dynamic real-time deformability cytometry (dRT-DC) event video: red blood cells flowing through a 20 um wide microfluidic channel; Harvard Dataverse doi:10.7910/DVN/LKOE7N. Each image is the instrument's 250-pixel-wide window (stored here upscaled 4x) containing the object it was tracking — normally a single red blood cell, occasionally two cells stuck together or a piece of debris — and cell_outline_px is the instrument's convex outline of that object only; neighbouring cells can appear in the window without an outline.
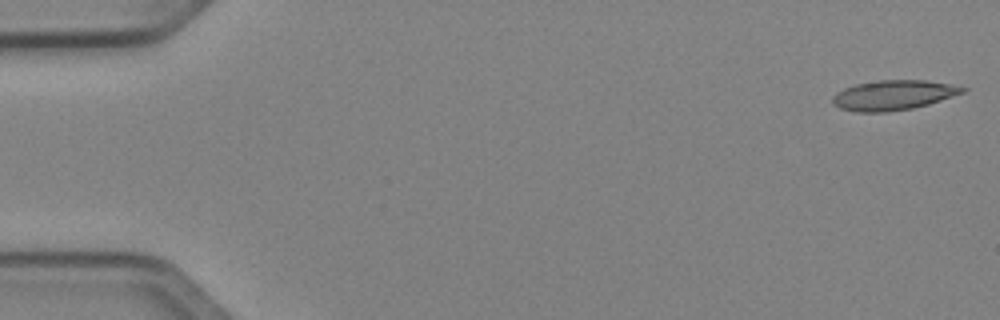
{"species": "Egyptian fruit bat (a non-hibernating species)", "species_latin": "Rousettus aegyptiacus", "temperature_condition": "cold", "stored_images_in_passage": 50, "camera_frame_rate_fps": 3000, "um_per_image_px": 0.085, "animal": {"sex": "female"}, "frame": {"image": 1, "passage_image": 1, "time_ms": 0.0, "image_size_px": [1000, 320], "cell_outline_px": [[968, 88], [964, 92], [928, 104], [912, 108], [888, 112], [856, 112], [840, 108], [832, 104], [832, 96], [836, 92], [844, 88], [856, 84], [876, 80], [928, 80]], "centroid_in_image_um": [75.88, 8.08], "position_along_channel_um": 9.1, "area_um2": 22.6}}
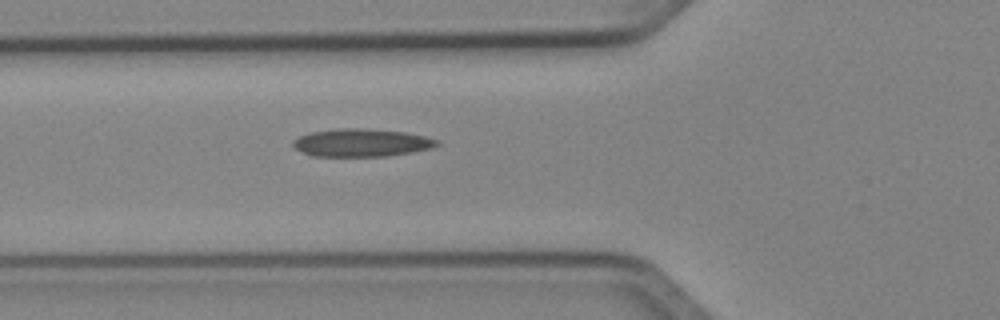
{"frame": {"image": 2, "passage_image": 18, "time_ms": 5.667, "image_size_px": [1000, 320], "cell_outline_px": [[440, 144], [432, 148], [412, 152], [388, 156], [312, 156], [292, 148], [292, 140], [308, 132], [336, 128], [356, 128], [404, 132], [424, 136], [436, 140]], "centroid_in_image_um": [30.66, 12.13], "position_along_channel_um": 95.1, "area_um2": 23.41}}
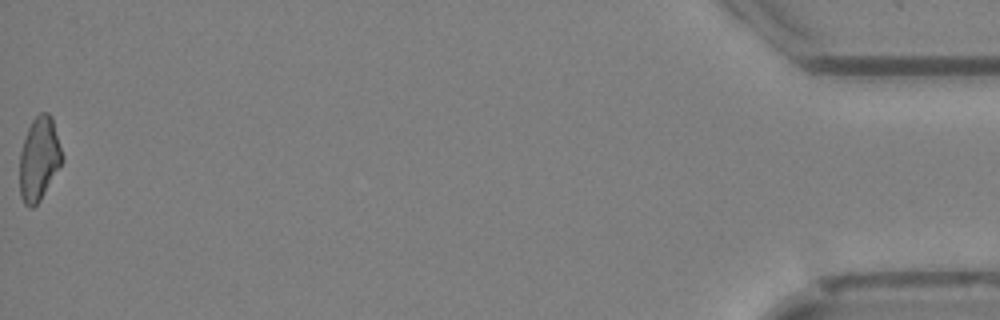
{"frame": {"image": 3, "passage_image": 50, "time_ms": 16.333, "image_size_px": [1000, 320], "cell_outline_px": [[64, 160], [40, 200], [32, 208], [28, 208], [24, 204], [20, 196], [20, 152], [28, 128], [32, 120], [40, 112], [48, 112], [52, 116], [64, 156]], "centroid_in_image_um": [3.34, 13.49], "position_along_channel_um": 431.9, "area_um2": 20.81}, "authors_computed_cell_mechanics": {"area_um2": 22.1374, "velocity_mm_per_s": 4.0732, "shape_relaxation_time_tau1_ms": null, "shape_relaxation_time_tau2_ms": 6.8534, "deformation_change_tau1": null, "deformation_change_tau2": 0.1865}}